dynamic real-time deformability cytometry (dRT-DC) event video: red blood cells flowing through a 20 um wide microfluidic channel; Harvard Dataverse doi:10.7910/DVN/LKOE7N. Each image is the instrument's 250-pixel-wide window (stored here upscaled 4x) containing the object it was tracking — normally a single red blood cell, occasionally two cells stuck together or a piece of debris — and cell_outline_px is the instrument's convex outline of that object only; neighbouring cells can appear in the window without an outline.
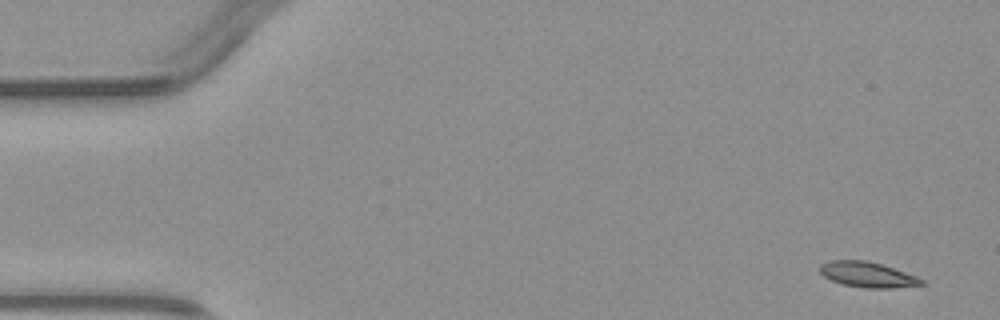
{"species": "common noctule bat (a hibernating species)", "species_latin": "Nyctalus noctula", "temperature_condition": "warm", "stored_images_in_passage": 4, "camera_frame_rate_fps": 3000, "um_per_image_px": 0.085, "animal": {"sex": "male", "body_mass_g": 23.1, "forearm_length_mm": 52.7}, "frame": {"image": 1, "passage_image": 1, "time_ms": 0.0, "image_size_px": [1000, 320], "cell_outline_px": [[924, 284], [892, 288], [864, 288], [844, 284], [832, 280], [824, 276], [820, 272], [820, 264], [828, 260], [864, 260], [880, 264], [916, 276], [924, 280]], "centroid_in_image_um": [73.71, 23.34], "position_along_channel_um": 11.3, "area_um2": 14.8}}
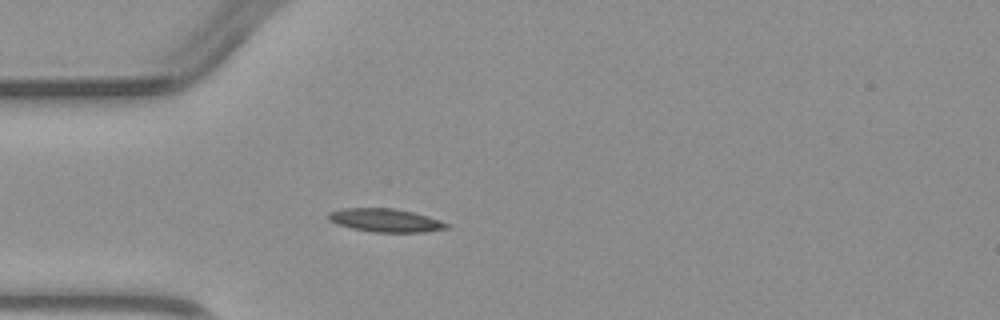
{"frame": {"image": 2, "passage_image": 4, "time_ms": 3.667, "image_size_px": [1000, 320], "cell_outline_px": [[452, 224], [448, 228], [424, 232], [372, 232], [352, 228], [336, 224], [328, 220], [328, 212], [340, 208], [392, 208], [412, 212], [428, 216]], "centroid_in_image_um": [32.76, 18.72], "position_along_channel_um": 52.2, "area_um2": 16.18}}